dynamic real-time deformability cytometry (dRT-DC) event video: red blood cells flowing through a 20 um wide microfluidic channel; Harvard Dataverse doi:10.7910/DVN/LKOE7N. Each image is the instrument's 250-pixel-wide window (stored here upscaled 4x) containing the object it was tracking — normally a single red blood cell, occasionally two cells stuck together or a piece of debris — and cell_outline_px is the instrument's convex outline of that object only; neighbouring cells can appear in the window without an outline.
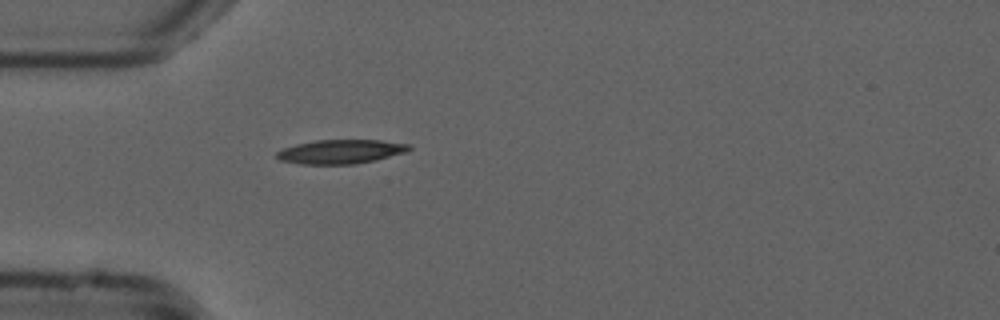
{"species": "common noctule bat (a hibernating species)", "species_latin": "Nyctalus noctula", "temperature_condition": "cold", "stored_images_in_passage": 7, "camera_frame_rate_fps": 3000, "um_per_image_px": 0.085, "animal": {"sex": "male", "forearm_length_mm": 52.5}, "frame": {"image": 1, "passage_image": 1, "time_ms": 0.0, "image_size_px": [1000, 320], "cell_outline_px": [[412, 148], [408, 152], [376, 160], [352, 164], [300, 164], [280, 160], [276, 156], [276, 152], [284, 148], [296, 144], [316, 140], [380, 140], [412, 144]], "centroid_in_image_um": [29.01, 12.88], "position_along_channel_um": 56.0, "area_um2": 18.67}}